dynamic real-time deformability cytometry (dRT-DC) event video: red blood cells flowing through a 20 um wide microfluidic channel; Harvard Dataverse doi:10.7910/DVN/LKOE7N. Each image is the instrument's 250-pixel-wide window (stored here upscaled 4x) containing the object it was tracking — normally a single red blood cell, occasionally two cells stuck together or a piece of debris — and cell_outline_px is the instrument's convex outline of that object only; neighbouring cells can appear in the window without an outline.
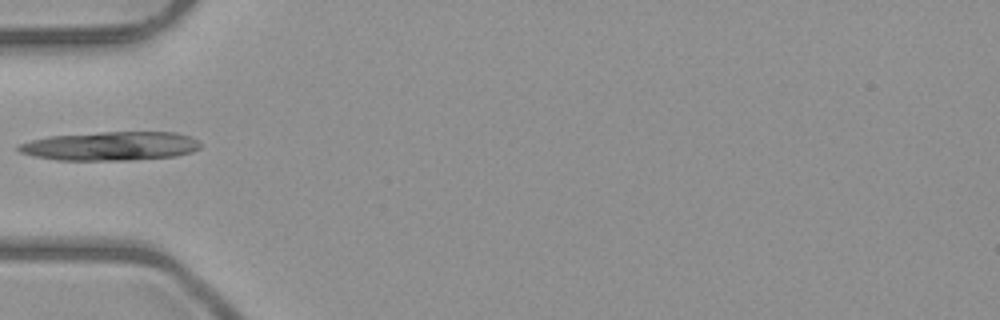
{"species": "common noctule bat (a hibernating species)", "species_latin": "Nyctalus noctula", "temperature_condition": "room temperature", "stored_images_in_passage": 2, "camera_frame_rate_fps": 3000, "um_per_image_px": 0.085, "animal": {"sex": "male", "body_mass_g": 23.1, "forearm_length_mm": 52.7}, "frame": {"image": 1, "passage_image": 1, "time_ms": 0.0, "image_size_px": [1000, 320], "cell_outline_px": [[200, 148], [192, 152], [176, 156], [132, 160], [56, 160], [32, 156], [20, 152], [16, 148], [20, 144], [32, 140], [48, 136], [100, 132], [176, 132], [192, 136], [200, 144]], "centroid_in_image_um": [9.41, 12.41], "position_along_channel_um": 75.6, "area_um2": 30.75}}
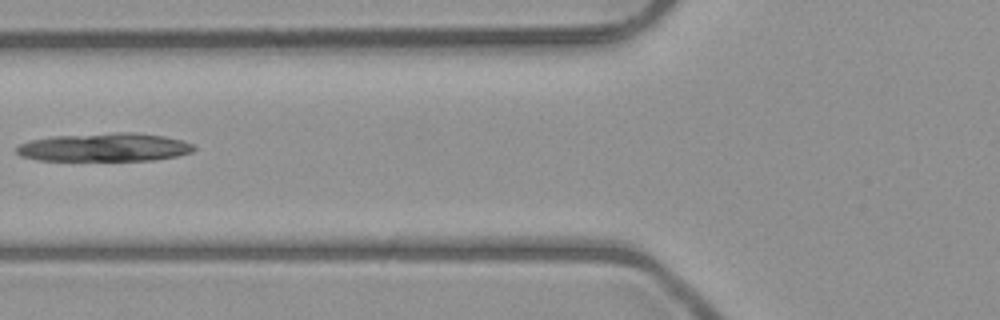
{"frame": {"image": 2, "passage_image": 2, "time_ms": 1.0, "image_size_px": [1000, 320], "cell_outline_px": [[196, 148], [192, 152], [176, 156], [152, 160], [36, 160], [20, 156], [16, 152], [16, 148], [20, 144], [32, 140], [52, 136], [116, 132], [132, 132], [164, 136], [184, 140], [192, 144]], "centroid_in_image_um": [8.89, 12.51], "position_along_channel_um": 116.9, "area_um2": 29.3}}